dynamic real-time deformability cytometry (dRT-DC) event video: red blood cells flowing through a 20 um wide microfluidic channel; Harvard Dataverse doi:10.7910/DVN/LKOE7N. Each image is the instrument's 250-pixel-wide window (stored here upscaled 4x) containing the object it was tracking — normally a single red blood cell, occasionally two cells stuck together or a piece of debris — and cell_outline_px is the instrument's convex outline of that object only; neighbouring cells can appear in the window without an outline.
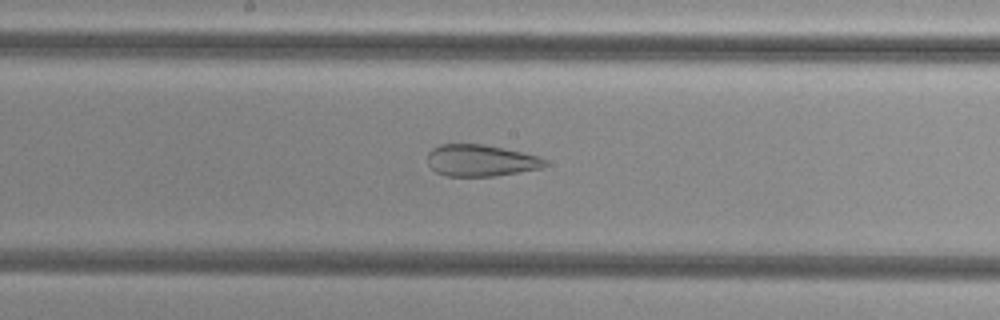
{"species": "common noctule bat (a hibernating species)", "species_latin": "Nyctalus noctula", "temperature_condition": "cold", "stored_images_in_passage": 38, "camera_frame_rate_fps": 3000, "um_per_image_px": 0.085, "animal": {"sex": "female", "body_mass_g": 29.2, "forearm_length_mm": 56.3}, "frame": {"image": 1, "passage_image": 13, "time_ms": 4.0, "image_size_px": [1000, 320], "cell_outline_px": [[548, 164], [540, 168], [492, 176], [444, 176], [436, 172], [428, 164], [428, 152], [432, 148], [440, 144], [484, 144], [540, 156], [548, 160]], "centroid_in_image_um": [40.85, 13.63], "position_along_channel_um": 207.4, "area_um2": 21.68}}
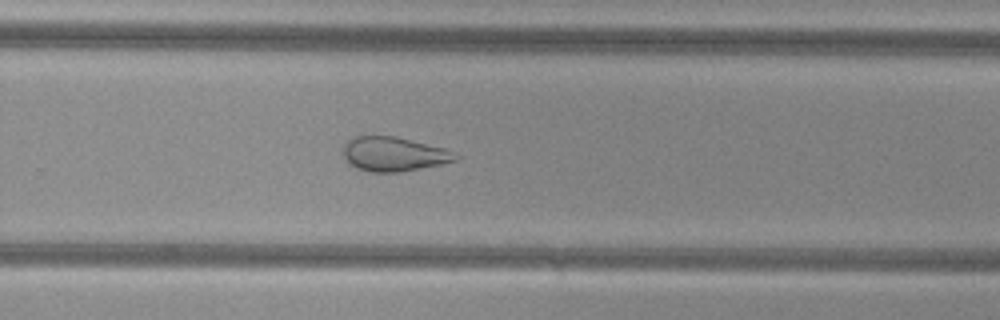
{"frame": {"image": 2, "passage_image": 20, "time_ms": 6.333, "image_size_px": [1000, 320], "cell_outline_px": [[460, 156], [456, 160], [440, 164], [400, 172], [368, 172], [356, 168], [348, 164], [340, 152], [344, 144], [352, 136], [396, 136], [444, 148]], "centroid_in_image_um": [33.38, 13.09], "position_along_channel_um": 296.4, "area_um2": 22.66}}
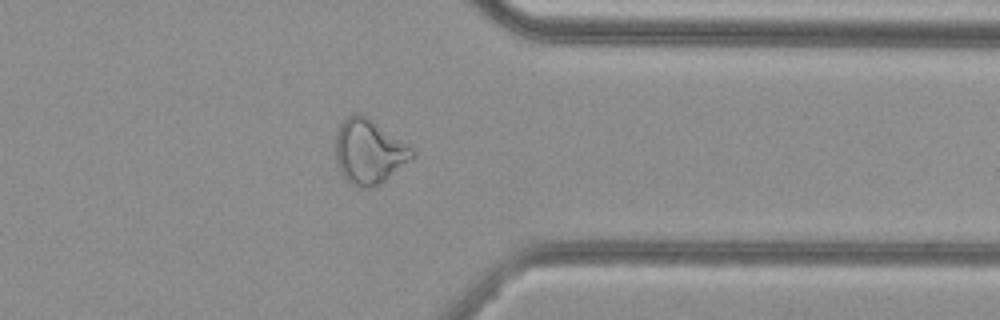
{"frame": {"image": 3, "passage_image": 27, "time_ms": 8.667, "image_size_px": [1000, 320], "cell_outline_px": [[416, 152], [408, 160], [380, 184], [368, 188], [364, 188], [352, 184], [340, 172], [336, 164], [336, 132], [340, 124], [352, 112], [360, 112], [368, 116], [412, 148]], "centroid_in_image_um": [31.31, 12.84], "position_along_channel_um": 380.1, "area_um2": 28.5}, "authors_computed_cell_mechanics": {"area_um2": 27.4839, "velocity_mm_per_s": 3.8251, "shape_relaxation_time_tau1_ms": null, "shape_relaxation_time_tau2_ms": 1.6995, "deformation_change_tau1": null, "deformation_change_tau2": 0.0916}}